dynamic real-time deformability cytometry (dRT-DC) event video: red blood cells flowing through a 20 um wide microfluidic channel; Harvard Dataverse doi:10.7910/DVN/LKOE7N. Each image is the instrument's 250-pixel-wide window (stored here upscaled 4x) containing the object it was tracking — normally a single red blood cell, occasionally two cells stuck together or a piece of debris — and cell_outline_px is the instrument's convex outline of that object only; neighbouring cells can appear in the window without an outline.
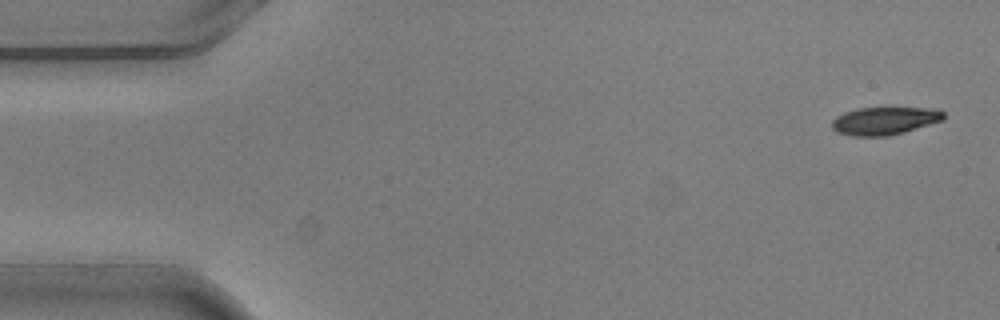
{"species": "common noctule bat (a hibernating species)", "species_latin": "Nyctalus noctula", "temperature_condition": "warm", "stored_images_in_passage": 4, "camera_frame_rate_fps": 3000, "um_per_image_px": 0.085, "animal": {"sex": "male", "body_mass_g": 20.5, "forearm_length_mm": 52.5}, "frame": {"image": 1, "passage_image": 1, "time_ms": 0.0, "image_size_px": [1000, 320], "cell_outline_px": [[944, 120], [904, 132], [888, 136], [852, 136], [836, 132], [832, 128], [832, 120], [836, 116], [844, 112], [860, 108], [932, 108], [944, 112]], "centroid_in_image_um": [75.17, 10.27], "position_along_channel_um": 9.8, "area_um2": 18.09}}